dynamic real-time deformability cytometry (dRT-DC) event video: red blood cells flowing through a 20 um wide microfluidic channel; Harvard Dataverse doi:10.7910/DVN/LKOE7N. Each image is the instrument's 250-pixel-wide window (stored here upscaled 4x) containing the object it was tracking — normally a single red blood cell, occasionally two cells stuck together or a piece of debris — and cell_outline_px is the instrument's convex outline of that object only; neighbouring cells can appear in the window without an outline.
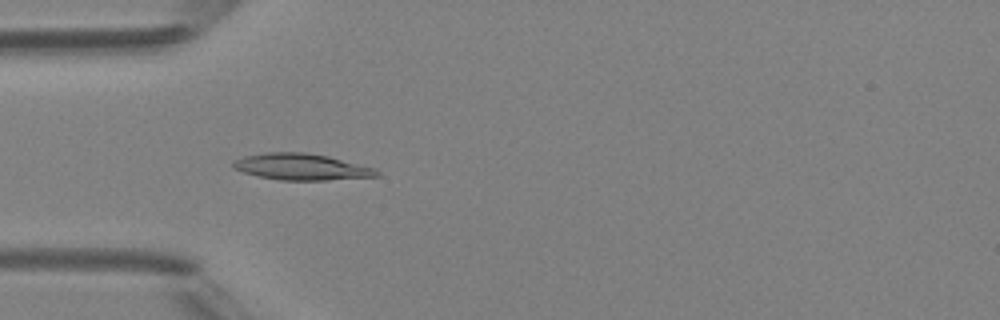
{"species": "Egyptian fruit bat (a non-hibernating species)", "species_latin": "Rousettus aegyptiacus", "temperature_condition": "room temperature", "stored_images_in_passage": 4, "camera_frame_rate_fps": 3000, "um_per_image_px": 0.085, "animal": {"sex": "female"}, "frame": {"image": 1, "passage_image": 4, "time_ms": 4.0, "image_size_px": [1000, 320], "cell_outline_px": [[380, 176], [328, 180], [280, 180], [260, 176], [244, 172], [232, 168], [232, 160], [244, 156], [264, 152], [304, 152], [328, 156], [376, 168], [380, 172]], "centroid_in_image_um": [25.62, 14.17], "position_along_channel_um": 59.4, "area_um2": 22.2}}